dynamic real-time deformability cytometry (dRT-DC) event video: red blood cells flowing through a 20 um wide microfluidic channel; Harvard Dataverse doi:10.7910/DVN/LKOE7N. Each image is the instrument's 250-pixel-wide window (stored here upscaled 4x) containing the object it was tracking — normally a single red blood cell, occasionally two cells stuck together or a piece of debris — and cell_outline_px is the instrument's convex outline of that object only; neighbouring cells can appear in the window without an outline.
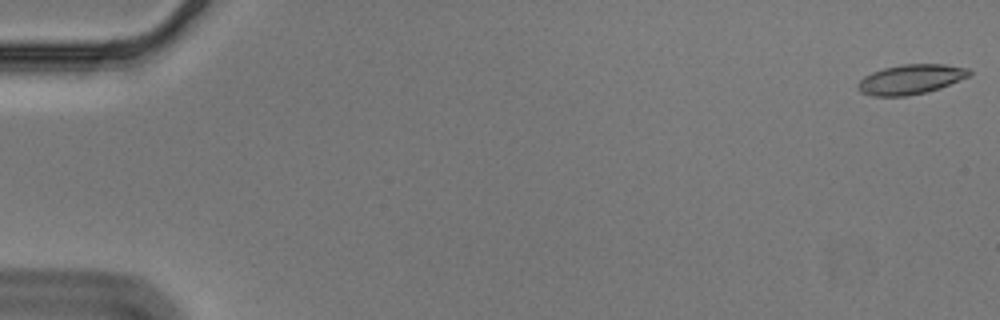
{"species": "Egyptian fruit bat (a non-hibernating species)", "species_latin": "Rousettus aegyptiacus", "temperature_condition": "cold", "stored_images_in_passage": 16, "camera_frame_rate_fps": 3000, "um_per_image_px": 0.085, "animal": {"sex": "male"}, "frame": {"image": 1, "passage_image": 1, "time_ms": 0.0, "image_size_px": [1000, 320], "cell_outline_px": [[972, 72], [968, 76], [940, 88], [928, 92], [908, 96], [872, 96], [860, 92], [856, 88], [856, 84], [864, 76], [872, 72], [884, 68], [900, 64], [944, 64], [968, 68]], "centroid_in_image_um": [77.37, 6.75], "position_along_channel_um": 7.6, "area_um2": 19.42}}
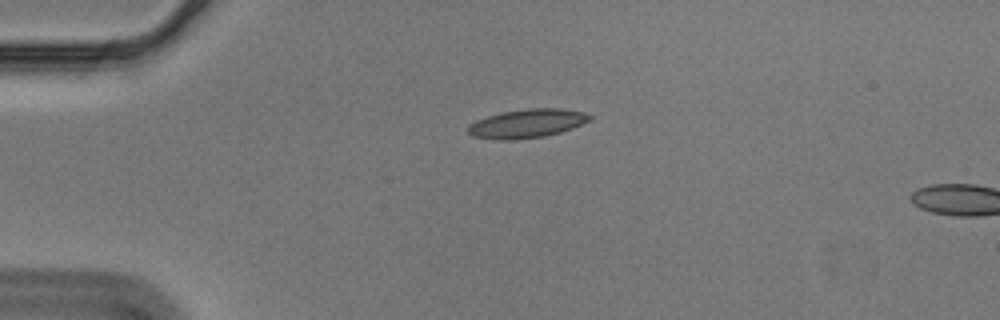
{"frame": {"image": 2, "passage_image": 14, "time_ms": 4.333, "image_size_px": [1000, 320], "cell_outline_px": [[592, 120], [572, 128], [560, 132], [544, 136], [516, 140], [496, 140], [472, 136], [468, 132], [468, 124], [476, 120], [500, 112], [528, 108], [560, 108], [584, 112], [592, 116]], "centroid_in_image_um": [44.79, 10.5], "position_along_channel_um": 40.2, "area_um2": 20.58}}